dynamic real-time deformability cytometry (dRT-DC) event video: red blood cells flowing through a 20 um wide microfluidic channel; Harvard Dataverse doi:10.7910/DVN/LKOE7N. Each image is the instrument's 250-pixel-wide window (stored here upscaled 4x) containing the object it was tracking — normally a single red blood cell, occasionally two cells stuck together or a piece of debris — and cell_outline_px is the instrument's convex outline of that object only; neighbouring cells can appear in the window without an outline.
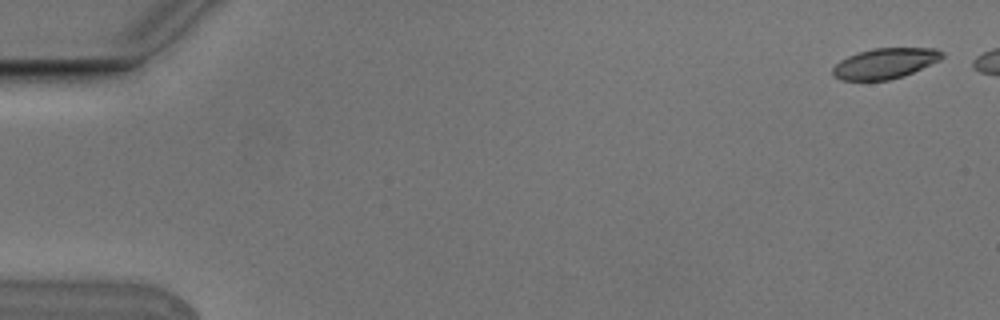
{"species": "Egyptian fruit bat (a non-hibernating species)", "species_latin": "Rousettus aegyptiacus", "temperature_condition": "cold", "stored_images_in_passage": 9, "camera_frame_rate_fps": 3000, "um_per_image_px": 0.085, "animal": {"sex": "male"}, "frame": {"image": 1, "passage_image": 1, "time_ms": 0.0, "image_size_px": [1000, 320], "cell_outline_px": [[944, 56], [940, 60], [904, 76], [888, 80], [840, 80], [832, 76], [832, 68], [840, 60], [848, 56], [872, 48], [936, 48], [944, 52]], "centroid_in_image_um": [75.22, 5.39], "position_along_channel_um": 9.8, "area_um2": 19.48}}
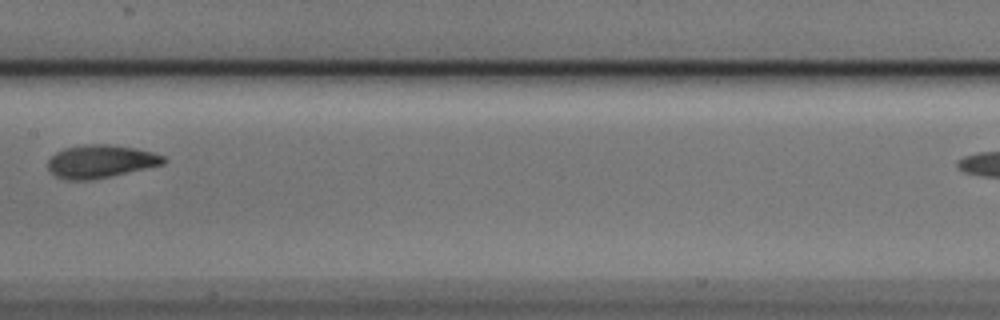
{"frame": {"image": 2, "passage_image": 8, "time_ms": 2.333, "image_size_px": [1000, 320], "cell_outline_px": [[168, 160], [164, 164], [108, 176], [88, 180], [64, 180], [56, 176], [48, 168], [48, 160], [56, 152], [64, 148], [84, 144], [108, 144], [136, 148], [152, 152], [164, 156]], "centroid_in_image_um": [8.54, 13.7], "position_along_channel_um": 198.9, "area_um2": 22.08}}
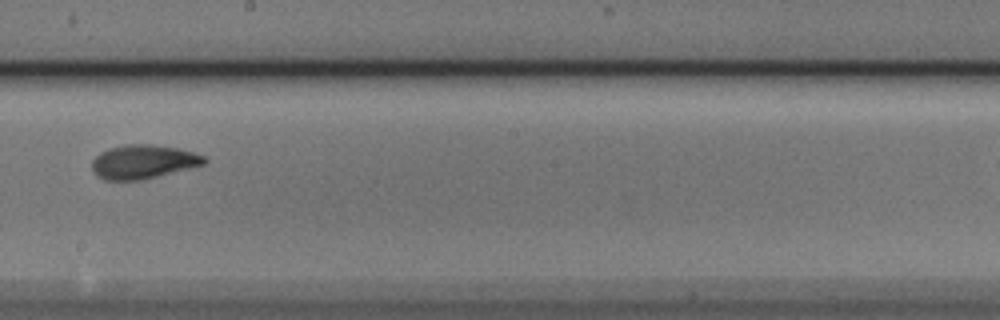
{"frame": {"image": 3, "passage_image": 9, "time_ms": 2.667, "image_size_px": [1000, 320], "cell_outline_px": [[208, 160], [204, 164], [144, 180], [104, 180], [96, 176], [92, 168], [92, 160], [100, 152], [108, 148], [124, 144], [148, 144], [176, 148], [192, 152], [204, 156]], "centroid_in_image_um": [12.13, 13.76], "position_along_channel_um": 236.1, "area_um2": 22.2}}